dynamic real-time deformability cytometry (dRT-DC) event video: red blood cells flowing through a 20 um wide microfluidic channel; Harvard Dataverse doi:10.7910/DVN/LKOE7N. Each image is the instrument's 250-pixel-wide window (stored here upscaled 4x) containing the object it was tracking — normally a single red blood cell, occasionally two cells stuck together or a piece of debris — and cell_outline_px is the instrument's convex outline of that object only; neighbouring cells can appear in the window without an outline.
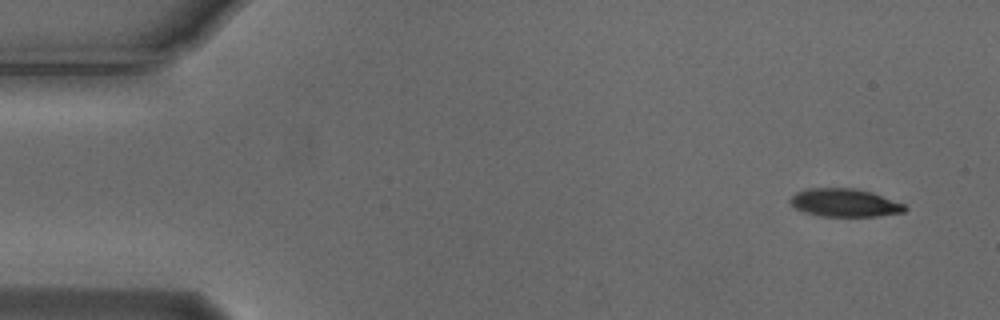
{"species": "Egyptian fruit bat (a non-hibernating species)", "species_latin": "Rousettus aegyptiacus", "temperature_condition": "cold", "stored_images_in_passage": 7, "camera_frame_rate_fps": 3000, "um_per_image_px": 0.085, "animal": {"sex": "male"}, "frame": {"image": 1, "passage_image": 1, "time_ms": 0.0, "image_size_px": [1000, 320], "cell_outline_px": [[908, 208], [904, 212], [880, 216], [820, 216], [804, 212], [796, 208], [788, 200], [796, 192], [808, 188], [856, 188], [872, 192], [904, 204]], "centroid_in_image_um": [71.8, 17.23], "position_along_channel_um": 13.2, "area_um2": 18.79}}
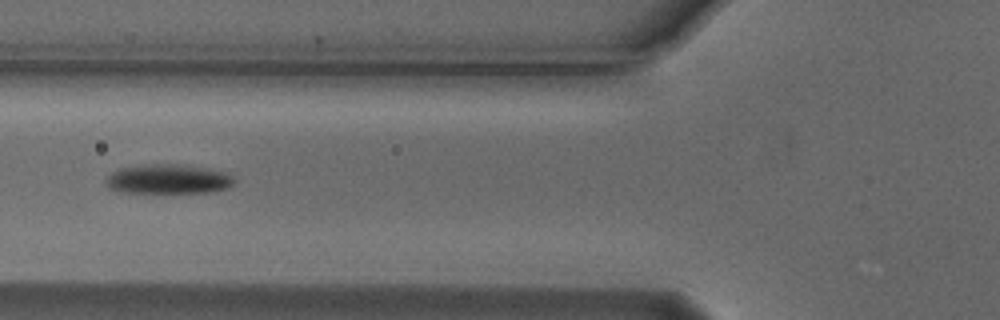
{"frame": {"image": 2, "passage_image": 6, "time_ms": 1.667, "image_size_px": [1000, 320], "cell_outline_px": [[236, 180], [228, 188], [208, 192], [128, 192], [108, 188], [104, 180], [112, 172], [120, 168], [144, 164], [176, 164], [224, 172], [232, 176]], "centroid_in_image_um": [14.26, 15.22], "position_along_channel_um": 111.5, "area_um2": 21.68}}
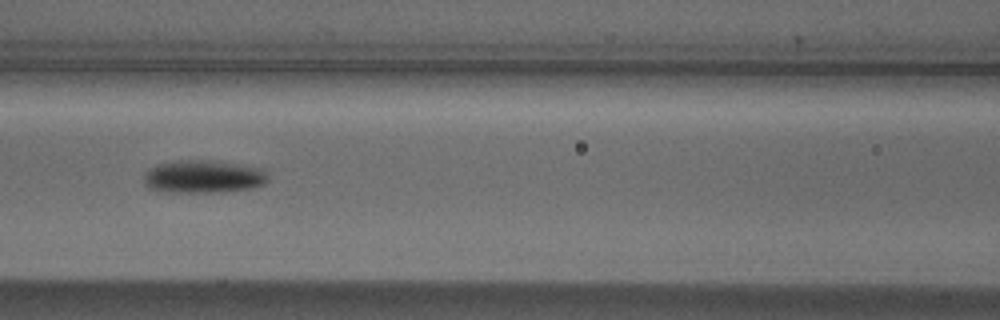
{"frame": {"image": 3, "passage_image": 7, "time_ms": 2.0, "image_size_px": [1000, 320], "cell_outline_px": [[268, 180], [264, 184], [252, 188], [212, 192], [168, 192], [148, 188], [144, 184], [144, 172], [148, 168], [156, 164], [176, 160], [216, 160], [264, 168], [268, 176]], "centroid_in_image_um": [17.27, 14.99], "position_along_channel_um": 149.3, "area_um2": 24.16}}